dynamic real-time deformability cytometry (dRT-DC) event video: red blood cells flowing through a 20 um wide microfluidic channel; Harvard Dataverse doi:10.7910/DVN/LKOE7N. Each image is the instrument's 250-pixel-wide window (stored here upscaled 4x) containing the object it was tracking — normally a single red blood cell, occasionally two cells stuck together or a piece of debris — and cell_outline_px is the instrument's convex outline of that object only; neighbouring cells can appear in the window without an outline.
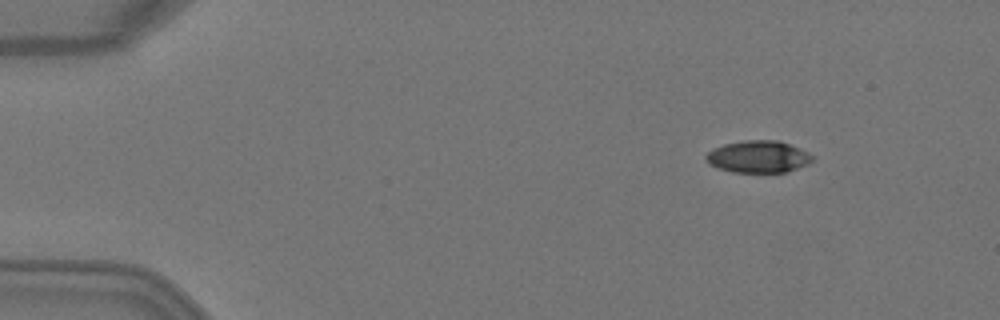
{"species": "Egyptian fruit bat (a non-hibernating species)", "species_latin": "Rousettus aegyptiacus", "temperature_condition": "warm", "stored_images_in_passage": 5, "camera_frame_rate_fps": 3000, "um_per_image_px": 0.085, "animal": {"sex": "female"}, "frame": {"image": 1, "passage_image": 1, "time_ms": 0.0, "image_size_px": [1000, 320], "cell_outline_px": [[812, 160], [808, 164], [788, 172], [732, 172], [708, 164], [704, 156], [712, 148], [724, 144], [744, 140], [776, 140], [788, 144], [808, 152], [812, 156]], "centroid_in_image_um": [64.42, 13.32], "position_along_channel_um": 20.6, "area_um2": 19.83}}
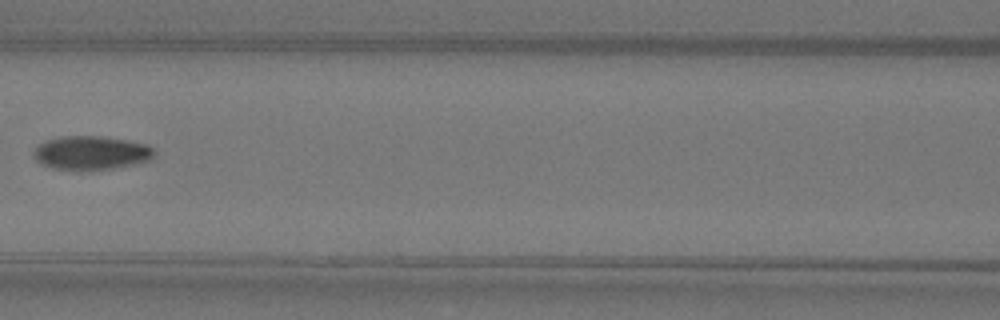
{"frame": {"image": 2, "passage_image": 5, "time_ms": 1.333, "image_size_px": [1000, 320], "cell_outline_px": [[156, 156], [148, 160], [132, 164], [112, 168], [52, 168], [40, 164], [32, 156], [32, 152], [40, 144], [48, 140], [60, 136], [100, 136], [148, 144], [156, 152]], "centroid_in_image_um": [7.74, 12.96], "position_along_channel_um": 158.9, "area_um2": 23.18}}